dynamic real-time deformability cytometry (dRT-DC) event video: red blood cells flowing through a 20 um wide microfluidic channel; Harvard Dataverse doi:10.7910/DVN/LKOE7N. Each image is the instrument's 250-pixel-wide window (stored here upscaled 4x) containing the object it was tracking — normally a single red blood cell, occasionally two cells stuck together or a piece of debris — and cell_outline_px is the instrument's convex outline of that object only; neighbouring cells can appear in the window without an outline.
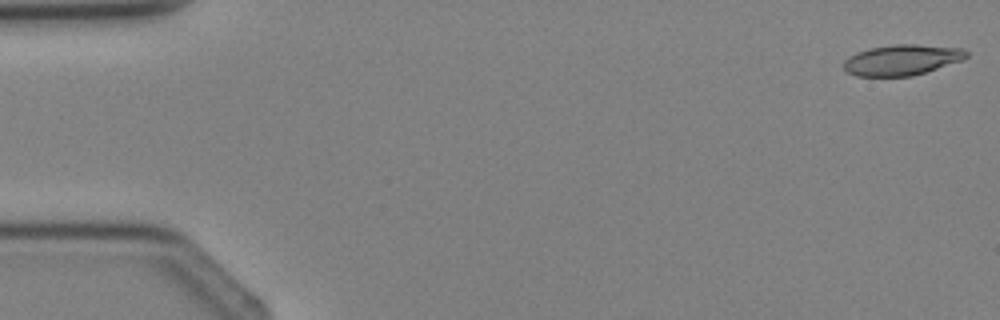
{"species": "Egyptian fruit bat (a non-hibernating species)", "species_latin": "Rousettus aegyptiacus", "temperature_condition": "cold", "stored_images_in_passage": 5, "camera_frame_rate_fps": 3000, "um_per_image_px": 0.085, "animal": {"sex": "female"}, "frame": {"image": 1, "passage_image": 1, "time_ms": 0.0, "image_size_px": [1000, 320], "cell_outline_px": [[968, 56], [964, 60], [912, 76], [856, 76], [848, 72], [844, 68], [844, 60], [848, 56], [856, 52], [868, 48], [896, 44], [912, 44], [964, 48], [968, 52]], "centroid_in_image_um": [76.67, 5.09], "position_along_channel_um": 8.3, "area_um2": 22.02}}
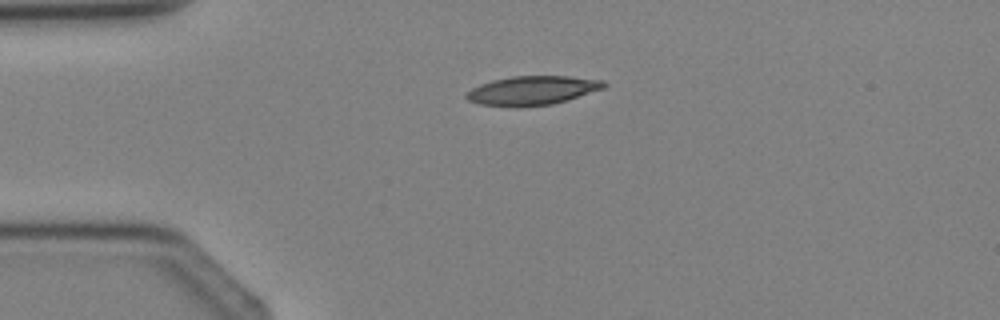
{"frame": {"image": 2, "passage_image": 3, "time_ms": 2.667, "image_size_px": [1000, 320], "cell_outline_px": [[608, 84], [604, 88], [552, 104], [516, 108], [512, 108], [480, 104], [468, 100], [464, 96], [464, 92], [480, 84], [492, 80], [512, 76], [568, 76], [604, 80]], "centroid_in_image_um": [45.19, 7.7], "position_along_channel_um": 39.8, "area_um2": 23.47}}
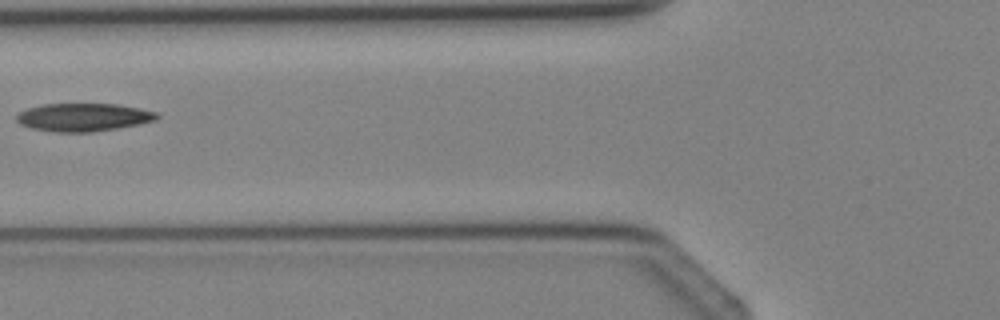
{"frame": {"image": 3, "passage_image": 5, "time_ms": 4.667, "image_size_px": [1000, 320], "cell_outline_px": [[160, 116], [156, 120], [140, 124], [92, 132], [52, 132], [32, 128], [20, 124], [16, 120], [16, 116], [20, 112], [28, 108], [44, 104], [116, 104], [140, 108], [156, 112]], "centroid_in_image_um": [7.1, 9.97], "position_along_channel_um": 118.7, "area_um2": 22.89}}